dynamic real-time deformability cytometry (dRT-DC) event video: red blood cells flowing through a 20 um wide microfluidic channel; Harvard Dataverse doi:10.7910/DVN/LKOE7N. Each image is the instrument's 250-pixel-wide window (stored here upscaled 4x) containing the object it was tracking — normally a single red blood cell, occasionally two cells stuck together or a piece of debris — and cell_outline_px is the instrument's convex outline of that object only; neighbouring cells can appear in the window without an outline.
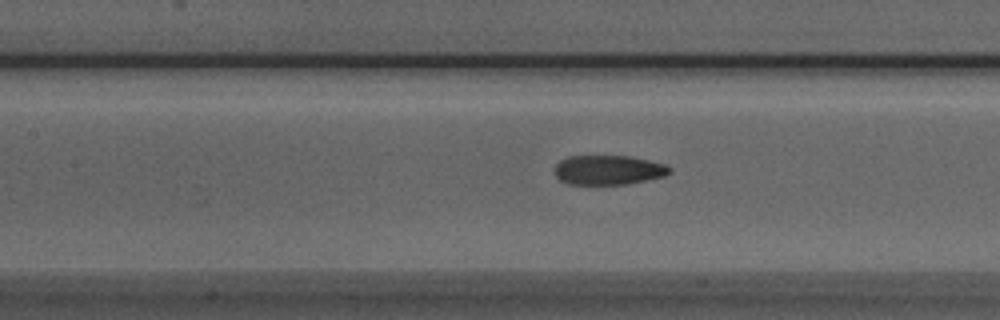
{"species": "Egyptian fruit bat (a non-hibernating species)", "species_latin": "Rousettus aegyptiacus", "temperature_condition": "room temperature", "stored_images_in_passage": 31, "camera_frame_rate_fps": 3000, "um_per_image_px": 0.085, "animal": {"sex": "male"}, "frame": {"image": 1, "passage_image": 13, "time_ms": 4.0, "image_size_px": [1000, 320], "cell_outline_px": [[672, 172], [664, 176], [624, 184], [568, 184], [560, 180], [556, 176], [556, 164], [560, 160], [568, 156], [632, 156], [668, 164], [672, 168]], "centroid_in_image_um": [51.75, 14.43], "position_along_channel_um": 155.6, "area_um2": 19.83}}
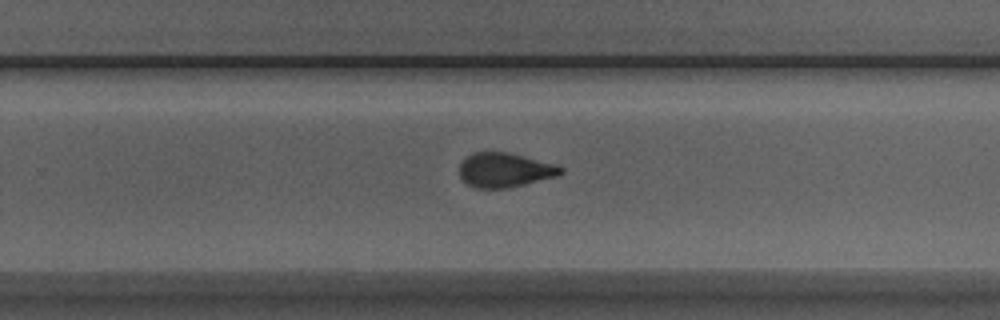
{"frame": {"image": 2, "passage_image": 23, "time_ms": 7.333, "image_size_px": [1000, 320], "cell_outline_px": [[564, 172], [560, 176], [508, 188], [476, 188], [468, 184], [460, 176], [460, 164], [472, 152], [508, 152], [556, 164], [564, 168]], "centroid_in_image_um": [42.96, 14.45], "position_along_channel_um": 286.8, "area_um2": 20.4}}
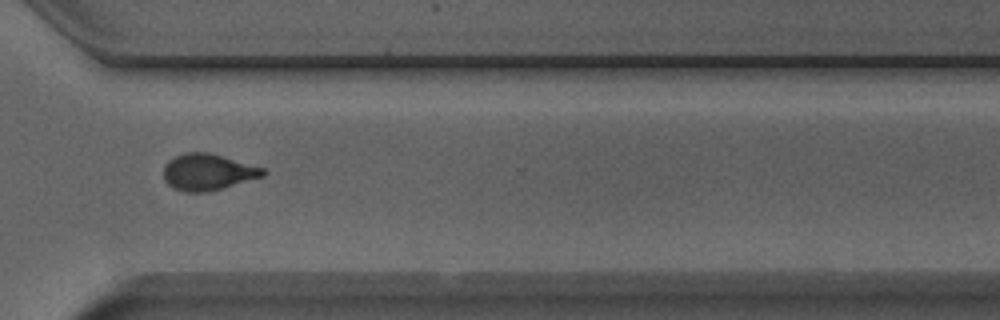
{"frame": {"image": 3, "passage_image": 28, "time_ms": 9.0, "image_size_px": [1000, 320], "cell_outline_px": [[268, 172], [264, 176], [208, 192], [184, 192], [172, 188], [164, 180], [164, 168], [168, 160], [176, 156], [188, 152], [208, 152], [264, 168]], "centroid_in_image_um": [17.66, 14.63], "position_along_channel_um": 352.9, "area_um2": 21.04}, "authors_computed_cell_mechanics": {"area_um2": 20.9814, "velocity_mm_per_s": 3.9532, "shape_relaxation_time_tau1_ms": 5.8096, "shape_relaxation_time_tau2_ms": 1.7346, "deformation_change_tau1": 0.1934, "deformation_change_tau2": 0.0774}}